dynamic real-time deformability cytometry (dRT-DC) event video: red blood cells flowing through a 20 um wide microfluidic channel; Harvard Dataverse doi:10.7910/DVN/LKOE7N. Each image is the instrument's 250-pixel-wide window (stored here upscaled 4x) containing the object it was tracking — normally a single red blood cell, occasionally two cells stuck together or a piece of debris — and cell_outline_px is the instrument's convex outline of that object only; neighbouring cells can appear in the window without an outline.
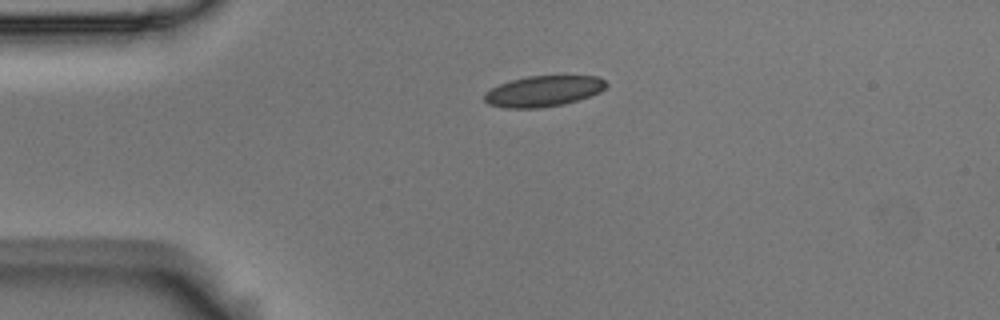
{"species": "Egyptian fruit bat (a non-hibernating species)", "species_latin": "Rousettus aegyptiacus", "temperature_condition": "room temperature", "stored_images_in_passage": 5, "camera_frame_rate_fps": 3000, "um_per_image_px": 0.085, "animal": {"sex": "male"}, "frame": {"image": 1, "passage_image": 5, "time_ms": 1.333, "image_size_px": [1000, 320], "cell_outline_px": [[608, 84], [600, 92], [564, 104], [540, 108], [508, 108], [488, 104], [484, 100], [484, 92], [500, 84], [512, 80], [528, 76], [596, 76], [604, 80]], "centroid_in_image_um": [46.17, 7.75], "position_along_channel_um": 38.8, "area_um2": 21.68}}